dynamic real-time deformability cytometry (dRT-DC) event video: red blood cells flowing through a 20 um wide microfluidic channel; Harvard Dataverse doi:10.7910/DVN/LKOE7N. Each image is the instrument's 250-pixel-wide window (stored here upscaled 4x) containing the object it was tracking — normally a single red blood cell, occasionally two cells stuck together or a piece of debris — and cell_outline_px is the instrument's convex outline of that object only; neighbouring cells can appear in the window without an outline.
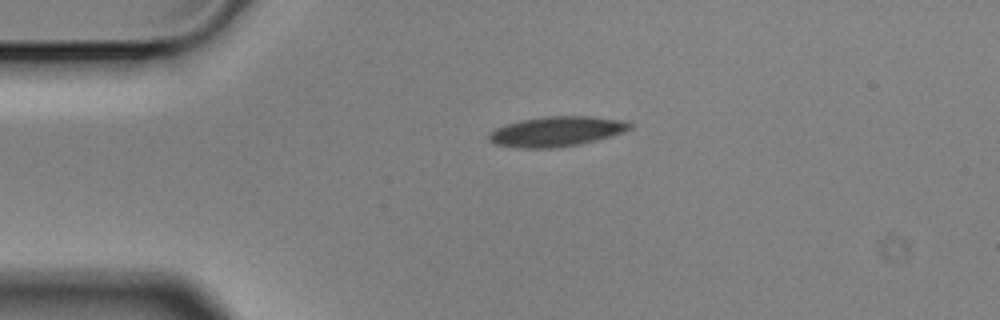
{"species": "Egyptian fruit bat (a non-hibernating species)", "species_latin": "Rousettus aegyptiacus", "temperature_condition": "cold", "stored_images_in_passage": 2, "camera_frame_rate_fps": 3000, "um_per_image_px": 0.085, "animal": {"sex": "male"}, "frame": {"image": 1, "passage_image": 1, "time_ms": 0.0, "image_size_px": [1000, 320], "cell_outline_px": [[632, 128], [624, 132], [612, 136], [580, 144], [556, 148], [516, 148], [496, 144], [488, 140], [488, 136], [496, 128], [504, 124], [524, 120], [548, 116], [592, 116], [624, 120], [632, 124]], "centroid_in_image_um": [47.34, 11.18], "position_along_channel_um": 37.7, "area_um2": 24.68}}